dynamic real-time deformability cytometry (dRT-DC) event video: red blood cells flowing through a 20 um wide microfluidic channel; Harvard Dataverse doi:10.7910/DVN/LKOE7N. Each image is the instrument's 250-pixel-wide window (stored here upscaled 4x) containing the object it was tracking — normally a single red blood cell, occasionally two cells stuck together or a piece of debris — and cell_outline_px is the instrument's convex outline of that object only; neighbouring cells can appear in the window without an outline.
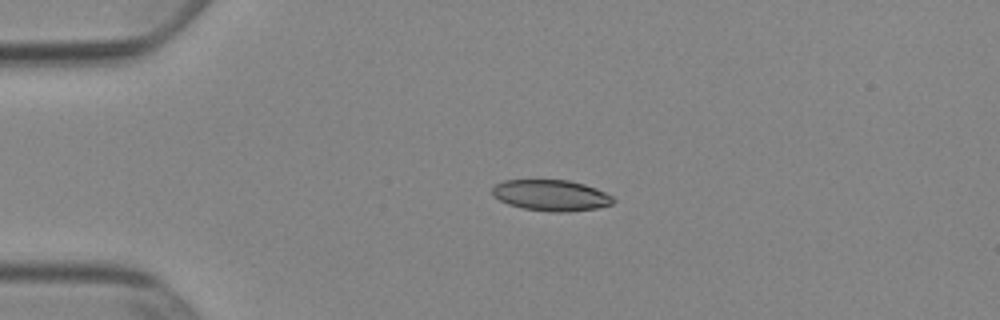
{"species": "Egyptian fruit bat (a non-hibernating species)", "species_latin": "Rousettus aegyptiacus", "temperature_condition": "cold", "stored_images_in_passage": 41, "camera_frame_rate_fps": 3000, "um_per_image_px": 0.085, "animal": {"sex": "female"}, "frame": {"image": 1, "passage_image": 1, "time_ms": 0.0, "image_size_px": [1000, 320], "cell_outline_px": [[616, 200], [612, 204], [596, 208], [568, 212], [552, 212], [524, 208], [508, 204], [500, 200], [492, 192], [492, 188], [496, 184], [504, 180], [568, 180], [584, 184], [596, 188], [612, 196]], "centroid_in_image_um": [46.87, 16.6], "position_along_channel_um": 38.1, "area_um2": 21.73}}
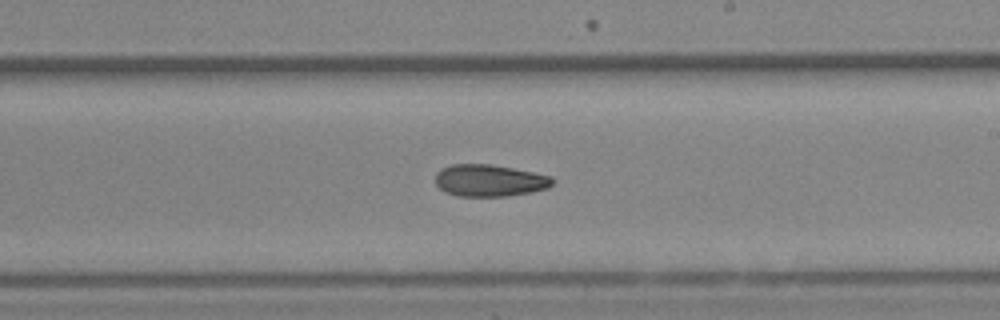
{"frame": {"image": 2, "passage_image": 20, "time_ms": 6.333, "image_size_px": [1000, 320], "cell_outline_px": [[556, 180], [548, 188], [532, 192], [508, 196], [456, 196], [444, 192], [436, 184], [436, 172], [440, 168], [452, 164], [492, 164], [552, 176]], "centroid_in_image_um": [41.61, 15.34], "position_along_channel_um": 247.4, "area_um2": 22.02}}
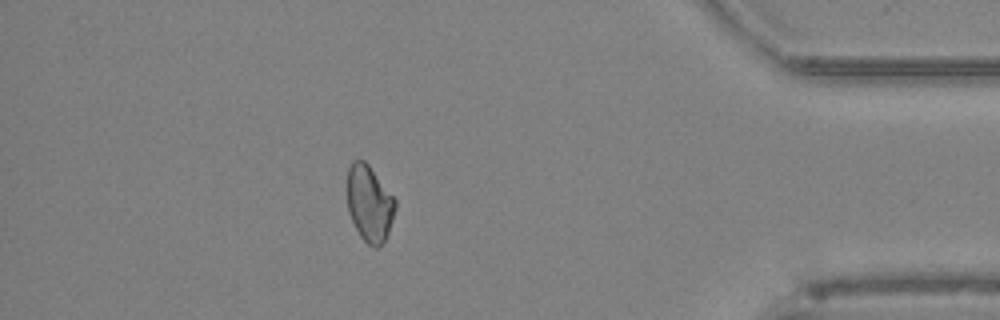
{"frame": {"image": 3, "passage_image": 35, "time_ms": 11.333, "image_size_px": [1000, 320], "cell_outline_px": [[396, 208], [388, 232], [384, 240], [376, 248], [368, 244], [360, 236], [348, 212], [348, 168], [352, 160], [364, 160], [368, 164], [396, 200]], "centroid_in_image_um": [31.4, 17.28], "position_along_channel_um": 403.8, "area_um2": 21.04}, "authors_computed_cell_mechanics": {"area_um2": 22.1374, "velocity_mm_per_s": 3.9097, "shape_relaxation_time_tau1_ms": null, "shape_relaxation_time_tau2_ms": 8.7877, "deformation_change_tau1": null, "deformation_change_tau2": 0.1564}}